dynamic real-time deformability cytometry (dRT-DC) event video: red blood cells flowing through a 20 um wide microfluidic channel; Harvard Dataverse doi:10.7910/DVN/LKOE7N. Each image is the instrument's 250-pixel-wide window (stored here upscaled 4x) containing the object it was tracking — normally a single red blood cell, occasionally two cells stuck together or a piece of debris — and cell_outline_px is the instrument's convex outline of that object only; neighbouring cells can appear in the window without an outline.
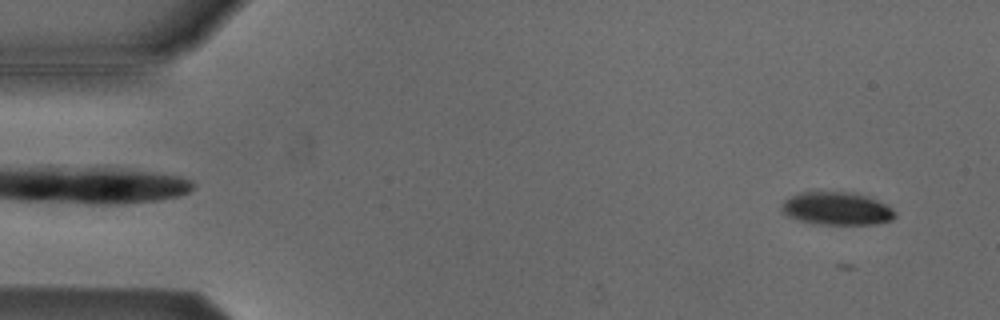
{"species": "Egyptian fruit bat (a non-hibernating species)", "species_latin": "Rousettus aegyptiacus", "temperature_condition": "cold", "stored_images_in_passage": 15, "camera_frame_rate_fps": 3000, "um_per_image_px": 0.085, "animal": {"sex": "male"}, "frame": {"image": 1, "passage_image": 3, "time_ms": 0.667, "image_size_px": [1000, 320], "cell_outline_px": [[896, 216], [892, 220], [876, 224], [820, 224], [800, 220], [788, 216], [784, 212], [784, 200], [800, 192], [856, 192], [868, 196], [888, 204], [896, 212]], "centroid_in_image_um": [71.22, 17.72], "position_along_channel_um": 13.8, "area_um2": 21.68}}